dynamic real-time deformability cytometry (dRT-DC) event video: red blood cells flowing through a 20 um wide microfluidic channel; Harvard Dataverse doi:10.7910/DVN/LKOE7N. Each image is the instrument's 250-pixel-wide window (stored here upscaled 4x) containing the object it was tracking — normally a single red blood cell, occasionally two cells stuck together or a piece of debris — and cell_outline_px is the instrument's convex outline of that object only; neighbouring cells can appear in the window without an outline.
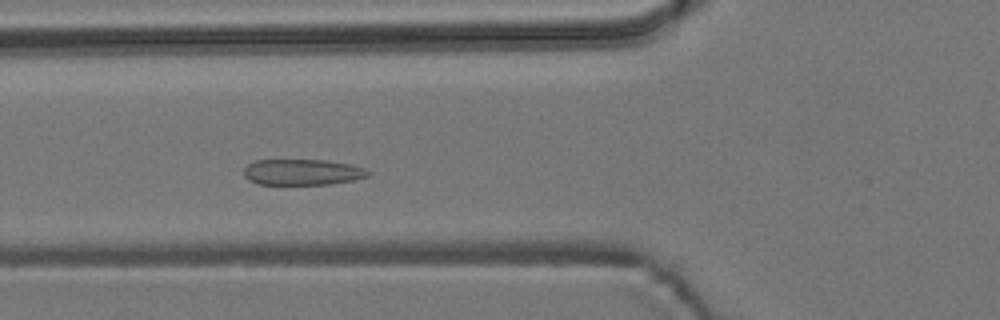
{"species": "common noctule bat (a hibernating species)", "species_latin": "Nyctalus noctula", "temperature_condition": "room temperature", "stored_images_in_passage": 41, "camera_frame_rate_fps": 3000, "um_per_image_px": 0.085, "animal": {"sex": "male", "body_mass_g": 19.2, "forearm_length_mm": 51.8}, "frame": {"image": 1, "passage_image": 10, "time_ms": 3.0, "image_size_px": [1000, 320], "cell_outline_px": [[372, 172], [368, 176], [352, 180], [332, 184], [260, 184], [248, 180], [244, 176], [244, 168], [248, 164], [256, 160], [328, 160], [348, 164], [364, 168]], "centroid_in_image_um": [25.7, 14.63], "position_along_channel_um": 100.1, "area_um2": 18.73}}
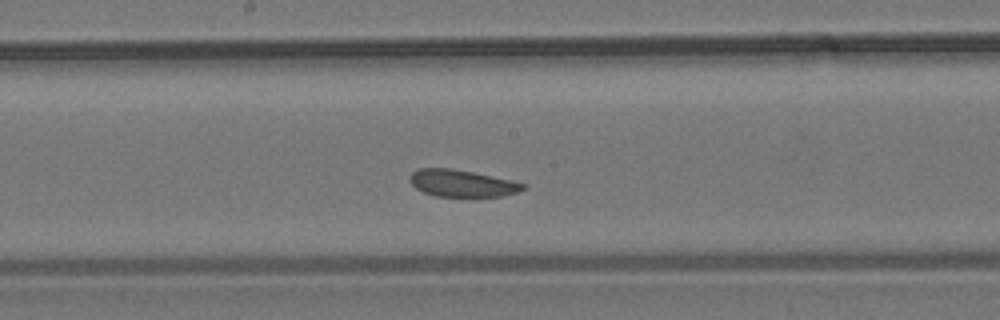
{"frame": {"image": 2, "passage_image": 19, "time_ms": 6.0, "image_size_px": [1000, 320], "cell_outline_px": [[528, 184], [524, 188], [516, 192], [500, 196], [436, 196], [424, 192], [416, 188], [408, 180], [408, 176], [412, 172], [420, 168], [452, 168], [472, 172]], "centroid_in_image_um": [39.21, 15.57], "position_along_channel_um": 209.0, "area_um2": 17.57}}
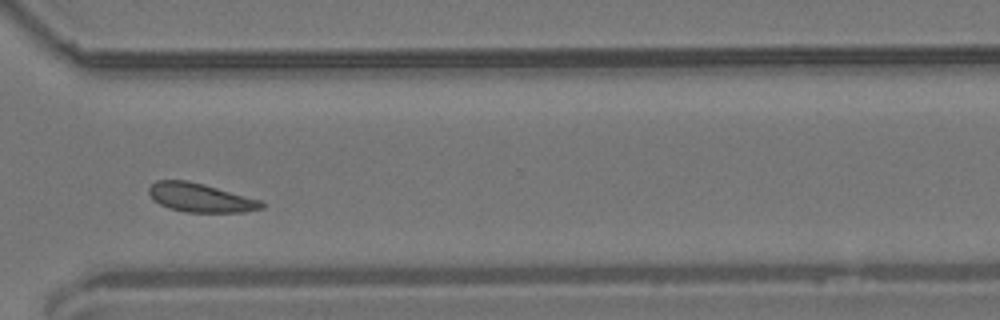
{"frame": {"image": 3, "passage_image": 31, "time_ms": 10.0, "image_size_px": [1000, 320], "cell_outline_px": [[264, 208], [244, 212], [184, 212], [168, 208], [160, 204], [148, 192], [148, 188], [156, 180], [184, 180], [204, 184], [260, 200], [264, 204]], "centroid_in_image_um": [17.03, 16.81], "position_along_channel_um": 353.6, "area_um2": 18.73}}